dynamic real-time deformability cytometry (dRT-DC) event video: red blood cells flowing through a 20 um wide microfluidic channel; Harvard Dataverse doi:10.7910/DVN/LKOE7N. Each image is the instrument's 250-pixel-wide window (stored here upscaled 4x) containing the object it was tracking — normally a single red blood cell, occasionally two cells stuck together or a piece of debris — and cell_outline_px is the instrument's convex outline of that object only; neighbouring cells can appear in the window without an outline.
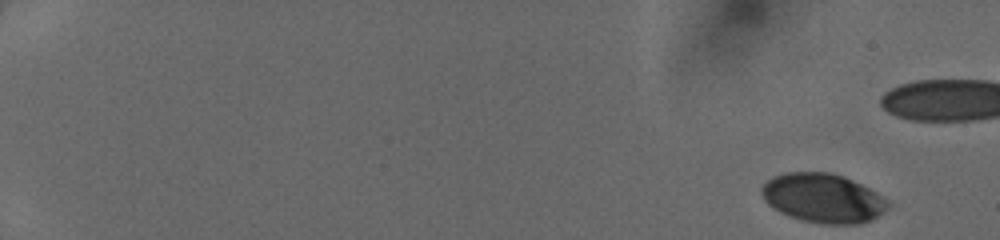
{"species": "human", "species_latin": "Homo sapiens", "temperature_condition": "cold", "stored_images_in_passage": 23, "camera_frame_rate_fps": 3000, "um_per_image_px": 0.085, "donor": {"sex": "female"}, "frame": {"image": 1, "passage_image": 1, "time_ms": 0.0, "image_size_px": [1000, 240], "cell_outline_px": [[888, 208], [872, 220], [860, 224], [820, 224], [800, 220], [788, 216], [772, 208], [764, 200], [760, 192], [760, 188], [768, 180], [784, 172], [832, 172], [844, 176], [876, 192], [888, 200]], "centroid_in_image_um": [69.94, 16.85], "position_along_channel_um": 15.1, "area_um2": 36.41}}
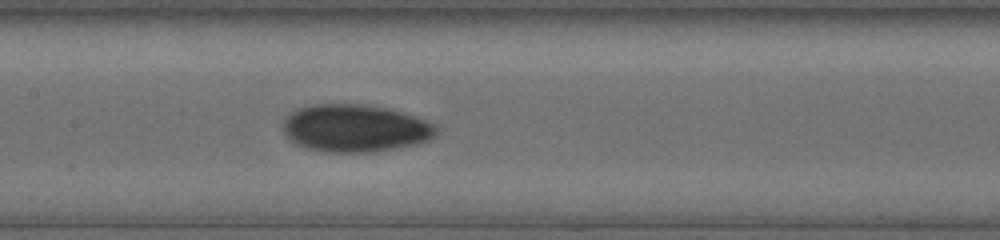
{"frame": {"image": 2, "passage_image": 20, "time_ms": 8.333, "image_size_px": [1000, 240], "cell_outline_px": [[436, 136], [428, 140], [416, 144], [372, 152], [324, 152], [308, 148], [296, 144], [288, 140], [284, 136], [284, 120], [296, 108], [316, 104], [360, 104], [388, 108], [404, 112], [436, 124]], "centroid_in_image_um": [30.18, 10.9], "position_along_channel_um": 177.2, "area_um2": 42.54}}
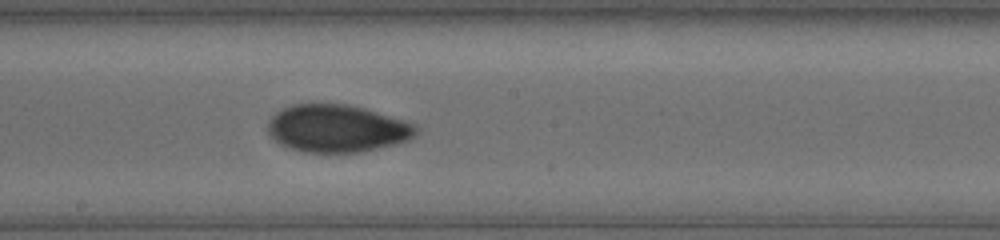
{"frame": {"image": 3, "passage_image": 23, "time_ms": 9.333, "image_size_px": [1000, 240], "cell_outline_px": [[420, 128], [408, 140], [360, 152], [304, 152], [280, 144], [268, 132], [268, 120], [276, 112], [292, 104], [316, 100], [348, 104], [364, 108], [416, 124]], "centroid_in_image_um": [28.6, 10.87], "position_along_channel_um": 219.6, "area_um2": 41.44}}